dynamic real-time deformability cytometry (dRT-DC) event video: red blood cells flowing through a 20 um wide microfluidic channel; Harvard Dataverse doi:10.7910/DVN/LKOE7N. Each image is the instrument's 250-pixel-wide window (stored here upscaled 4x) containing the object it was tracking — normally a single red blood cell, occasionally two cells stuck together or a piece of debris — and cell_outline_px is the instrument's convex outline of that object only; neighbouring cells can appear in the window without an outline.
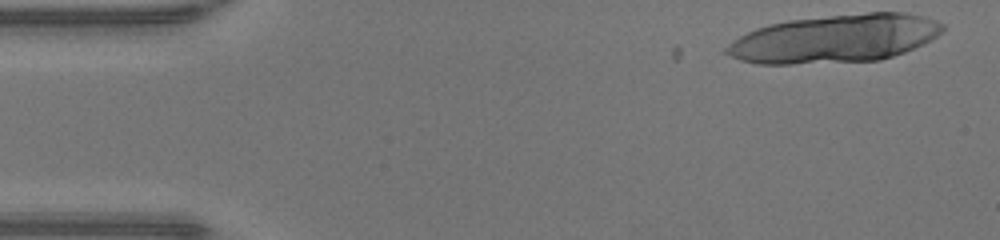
{"species": "human", "species_latin": "Homo sapiens", "temperature_condition": "warm", "stored_images_in_passage": 15, "camera_frame_rate_fps": 3000, "um_per_image_px": 0.085, "donor": {"sex": "male"}, "frame": {"image": 1, "passage_image": 1, "time_ms": 0.0, "image_size_px": [1000, 240], "cell_outline_px": [[944, 28], [936, 36], [904, 52], [880, 60], [792, 64], [756, 64], [740, 60], [720, 52], [732, 40], [756, 28], [768, 24], [788, 20], [868, 12], [904, 12], [924, 16], [936, 20], [944, 24]], "centroid_in_image_um": [70.91, 3.28], "position_along_channel_um": 14.1, "area_um2": 60.52}}